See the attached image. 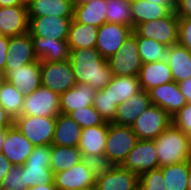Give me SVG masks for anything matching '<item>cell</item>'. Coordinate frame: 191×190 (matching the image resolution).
<instances>
[{
    "mask_svg": "<svg viewBox=\"0 0 191 190\" xmlns=\"http://www.w3.org/2000/svg\"><path fill=\"white\" fill-rule=\"evenodd\" d=\"M69 60L77 84H87L101 90L113 77L107 59L96 48L71 49Z\"/></svg>",
    "mask_w": 191,
    "mask_h": 190,
    "instance_id": "obj_1",
    "label": "cell"
},
{
    "mask_svg": "<svg viewBox=\"0 0 191 190\" xmlns=\"http://www.w3.org/2000/svg\"><path fill=\"white\" fill-rule=\"evenodd\" d=\"M159 167L191 160V139L171 124L154 139Z\"/></svg>",
    "mask_w": 191,
    "mask_h": 190,
    "instance_id": "obj_2",
    "label": "cell"
},
{
    "mask_svg": "<svg viewBox=\"0 0 191 190\" xmlns=\"http://www.w3.org/2000/svg\"><path fill=\"white\" fill-rule=\"evenodd\" d=\"M50 159L51 145L35 146L23 165L24 185L29 188L41 184H54Z\"/></svg>",
    "mask_w": 191,
    "mask_h": 190,
    "instance_id": "obj_3",
    "label": "cell"
},
{
    "mask_svg": "<svg viewBox=\"0 0 191 190\" xmlns=\"http://www.w3.org/2000/svg\"><path fill=\"white\" fill-rule=\"evenodd\" d=\"M107 61L114 76L138 77L142 61L139 55L137 33L134 30L116 54L109 57Z\"/></svg>",
    "mask_w": 191,
    "mask_h": 190,
    "instance_id": "obj_4",
    "label": "cell"
},
{
    "mask_svg": "<svg viewBox=\"0 0 191 190\" xmlns=\"http://www.w3.org/2000/svg\"><path fill=\"white\" fill-rule=\"evenodd\" d=\"M138 141L131 126L108 123L104 154L116 165H121Z\"/></svg>",
    "mask_w": 191,
    "mask_h": 190,
    "instance_id": "obj_5",
    "label": "cell"
},
{
    "mask_svg": "<svg viewBox=\"0 0 191 190\" xmlns=\"http://www.w3.org/2000/svg\"><path fill=\"white\" fill-rule=\"evenodd\" d=\"M133 30L140 37L153 39L170 47L178 43L179 18L175 11H171L166 17L140 23Z\"/></svg>",
    "mask_w": 191,
    "mask_h": 190,
    "instance_id": "obj_6",
    "label": "cell"
},
{
    "mask_svg": "<svg viewBox=\"0 0 191 190\" xmlns=\"http://www.w3.org/2000/svg\"><path fill=\"white\" fill-rule=\"evenodd\" d=\"M56 117L18 116L14 126L34 145H52Z\"/></svg>",
    "mask_w": 191,
    "mask_h": 190,
    "instance_id": "obj_7",
    "label": "cell"
},
{
    "mask_svg": "<svg viewBox=\"0 0 191 190\" xmlns=\"http://www.w3.org/2000/svg\"><path fill=\"white\" fill-rule=\"evenodd\" d=\"M172 124V117L152 104L131 125L138 140H154Z\"/></svg>",
    "mask_w": 191,
    "mask_h": 190,
    "instance_id": "obj_8",
    "label": "cell"
},
{
    "mask_svg": "<svg viewBox=\"0 0 191 190\" xmlns=\"http://www.w3.org/2000/svg\"><path fill=\"white\" fill-rule=\"evenodd\" d=\"M60 113V95L41 85L24 96L20 116L57 117Z\"/></svg>",
    "mask_w": 191,
    "mask_h": 190,
    "instance_id": "obj_9",
    "label": "cell"
},
{
    "mask_svg": "<svg viewBox=\"0 0 191 190\" xmlns=\"http://www.w3.org/2000/svg\"><path fill=\"white\" fill-rule=\"evenodd\" d=\"M41 84L59 95L74 87L77 81L70 60L41 61Z\"/></svg>",
    "mask_w": 191,
    "mask_h": 190,
    "instance_id": "obj_10",
    "label": "cell"
},
{
    "mask_svg": "<svg viewBox=\"0 0 191 190\" xmlns=\"http://www.w3.org/2000/svg\"><path fill=\"white\" fill-rule=\"evenodd\" d=\"M121 166L139 176L142 173L159 168L154 140H138Z\"/></svg>",
    "mask_w": 191,
    "mask_h": 190,
    "instance_id": "obj_11",
    "label": "cell"
},
{
    "mask_svg": "<svg viewBox=\"0 0 191 190\" xmlns=\"http://www.w3.org/2000/svg\"><path fill=\"white\" fill-rule=\"evenodd\" d=\"M132 33L133 28L130 26L106 22L98 27L95 48L103 58L108 59L116 54Z\"/></svg>",
    "mask_w": 191,
    "mask_h": 190,
    "instance_id": "obj_12",
    "label": "cell"
},
{
    "mask_svg": "<svg viewBox=\"0 0 191 190\" xmlns=\"http://www.w3.org/2000/svg\"><path fill=\"white\" fill-rule=\"evenodd\" d=\"M28 33L32 37H45L50 40H67L73 18L55 16L28 17Z\"/></svg>",
    "mask_w": 191,
    "mask_h": 190,
    "instance_id": "obj_13",
    "label": "cell"
},
{
    "mask_svg": "<svg viewBox=\"0 0 191 190\" xmlns=\"http://www.w3.org/2000/svg\"><path fill=\"white\" fill-rule=\"evenodd\" d=\"M4 74L5 80L24 95L34 92L42 85L40 60L17 68H5Z\"/></svg>",
    "mask_w": 191,
    "mask_h": 190,
    "instance_id": "obj_14",
    "label": "cell"
},
{
    "mask_svg": "<svg viewBox=\"0 0 191 190\" xmlns=\"http://www.w3.org/2000/svg\"><path fill=\"white\" fill-rule=\"evenodd\" d=\"M35 146L13 125L6 129L1 153L12 165L23 166Z\"/></svg>",
    "mask_w": 191,
    "mask_h": 190,
    "instance_id": "obj_15",
    "label": "cell"
},
{
    "mask_svg": "<svg viewBox=\"0 0 191 190\" xmlns=\"http://www.w3.org/2000/svg\"><path fill=\"white\" fill-rule=\"evenodd\" d=\"M152 104L161 107L171 117L181 110L187 101L180 92L178 83L172 81L148 90Z\"/></svg>",
    "mask_w": 191,
    "mask_h": 190,
    "instance_id": "obj_16",
    "label": "cell"
},
{
    "mask_svg": "<svg viewBox=\"0 0 191 190\" xmlns=\"http://www.w3.org/2000/svg\"><path fill=\"white\" fill-rule=\"evenodd\" d=\"M54 185L58 190H82L95 186V179L81 161L66 171L55 173Z\"/></svg>",
    "mask_w": 191,
    "mask_h": 190,
    "instance_id": "obj_17",
    "label": "cell"
},
{
    "mask_svg": "<svg viewBox=\"0 0 191 190\" xmlns=\"http://www.w3.org/2000/svg\"><path fill=\"white\" fill-rule=\"evenodd\" d=\"M27 6L0 7V35L13 37L28 32Z\"/></svg>",
    "mask_w": 191,
    "mask_h": 190,
    "instance_id": "obj_18",
    "label": "cell"
},
{
    "mask_svg": "<svg viewBox=\"0 0 191 190\" xmlns=\"http://www.w3.org/2000/svg\"><path fill=\"white\" fill-rule=\"evenodd\" d=\"M7 54L5 68H17L38 61L34 52L32 36L28 32L10 37Z\"/></svg>",
    "mask_w": 191,
    "mask_h": 190,
    "instance_id": "obj_19",
    "label": "cell"
},
{
    "mask_svg": "<svg viewBox=\"0 0 191 190\" xmlns=\"http://www.w3.org/2000/svg\"><path fill=\"white\" fill-rule=\"evenodd\" d=\"M152 105L148 91L141 90L127 101L117 105L115 119L112 123L131 126L135 120Z\"/></svg>",
    "mask_w": 191,
    "mask_h": 190,
    "instance_id": "obj_20",
    "label": "cell"
},
{
    "mask_svg": "<svg viewBox=\"0 0 191 190\" xmlns=\"http://www.w3.org/2000/svg\"><path fill=\"white\" fill-rule=\"evenodd\" d=\"M97 190H137L139 175L116 165L109 173L95 181Z\"/></svg>",
    "mask_w": 191,
    "mask_h": 190,
    "instance_id": "obj_21",
    "label": "cell"
},
{
    "mask_svg": "<svg viewBox=\"0 0 191 190\" xmlns=\"http://www.w3.org/2000/svg\"><path fill=\"white\" fill-rule=\"evenodd\" d=\"M74 0H32L27 5L28 17H74Z\"/></svg>",
    "mask_w": 191,
    "mask_h": 190,
    "instance_id": "obj_22",
    "label": "cell"
},
{
    "mask_svg": "<svg viewBox=\"0 0 191 190\" xmlns=\"http://www.w3.org/2000/svg\"><path fill=\"white\" fill-rule=\"evenodd\" d=\"M97 90L87 84H76L65 93L60 94V110L68 115L74 110H80L93 105Z\"/></svg>",
    "mask_w": 191,
    "mask_h": 190,
    "instance_id": "obj_23",
    "label": "cell"
},
{
    "mask_svg": "<svg viewBox=\"0 0 191 190\" xmlns=\"http://www.w3.org/2000/svg\"><path fill=\"white\" fill-rule=\"evenodd\" d=\"M138 78L141 89L145 91L174 81L166 59L154 63H142Z\"/></svg>",
    "mask_w": 191,
    "mask_h": 190,
    "instance_id": "obj_24",
    "label": "cell"
},
{
    "mask_svg": "<svg viewBox=\"0 0 191 190\" xmlns=\"http://www.w3.org/2000/svg\"><path fill=\"white\" fill-rule=\"evenodd\" d=\"M34 52L40 61L59 62L70 59L67 40H50L45 37H32Z\"/></svg>",
    "mask_w": 191,
    "mask_h": 190,
    "instance_id": "obj_25",
    "label": "cell"
},
{
    "mask_svg": "<svg viewBox=\"0 0 191 190\" xmlns=\"http://www.w3.org/2000/svg\"><path fill=\"white\" fill-rule=\"evenodd\" d=\"M107 0L75 3L73 19L78 23L100 27L106 23Z\"/></svg>",
    "mask_w": 191,
    "mask_h": 190,
    "instance_id": "obj_26",
    "label": "cell"
},
{
    "mask_svg": "<svg viewBox=\"0 0 191 190\" xmlns=\"http://www.w3.org/2000/svg\"><path fill=\"white\" fill-rule=\"evenodd\" d=\"M166 61L176 83L191 78V53L184 46L177 43L168 47Z\"/></svg>",
    "mask_w": 191,
    "mask_h": 190,
    "instance_id": "obj_27",
    "label": "cell"
},
{
    "mask_svg": "<svg viewBox=\"0 0 191 190\" xmlns=\"http://www.w3.org/2000/svg\"><path fill=\"white\" fill-rule=\"evenodd\" d=\"M132 28L138 24L166 17L175 10V5H157L146 0H131Z\"/></svg>",
    "mask_w": 191,
    "mask_h": 190,
    "instance_id": "obj_28",
    "label": "cell"
},
{
    "mask_svg": "<svg viewBox=\"0 0 191 190\" xmlns=\"http://www.w3.org/2000/svg\"><path fill=\"white\" fill-rule=\"evenodd\" d=\"M82 128L68 115L60 113L56 117L52 145L78 147Z\"/></svg>",
    "mask_w": 191,
    "mask_h": 190,
    "instance_id": "obj_29",
    "label": "cell"
},
{
    "mask_svg": "<svg viewBox=\"0 0 191 190\" xmlns=\"http://www.w3.org/2000/svg\"><path fill=\"white\" fill-rule=\"evenodd\" d=\"M103 90L109 95L113 104L117 106L142 89L138 77L113 75L111 81Z\"/></svg>",
    "mask_w": 191,
    "mask_h": 190,
    "instance_id": "obj_30",
    "label": "cell"
},
{
    "mask_svg": "<svg viewBox=\"0 0 191 190\" xmlns=\"http://www.w3.org/2000/svg\"><path fill=\"white\" fill-rule=\"evenodd\" d=\"M108 122L103 125L83 128L78 149L82 155H103L106 145Z\"/></svg>",
    "mask_w": 191,
    "mask_h": 190,
    "instance_id": "obj_31",
    "label": "cell"
},
{
    "mask_svg": "<svg viewBox=\"0 0 191 190\" xmlns=\"http://www.w3.org/2000/svg\"><path fill=\"white\" fill-rule=\"evenodd\" d=\"M97 34V27L78 23L72 19L67 38L70 50L78 48H95Z\"/></svg>",
    "mask_w": 191,
    "mask_h": 190,
    "instance_id": "obj_32",
    "label": "cell"
},
{
    "mask_svg": "<svg viewBox=\"0 0 191 190\" xmlns=\"http://www.w3.org/2000/svg\"><path fill=\"white\" fill-rule=\"evenodd\" d=\"M82 161V153L78 147L51 145L50 168L53 173L66 171Z\"/></svg>",
    "mask_w": 191,
    "mask_h": 190,
    "instance_id": "obj_33",
    "label": "cell"
},
{
    "mask_svg": "<svg viewBox=\"0 0 191 190\" xmlns=\"http://www.w3.org/2000/svg\"><path fill=\"white\" fill-rule=\"evenodd\" d=\"M166 190H187L190 161L160 167Z\"/></svg>",
    "mask_w": 191,
    "mask_h": 190,
    "instance_id": "obj_34",
    "label": "cell"
},
{
    "mask_svg": "<svg viewBox=\"0 0 191 190\" xmlns=\"http://www.w3.org/2000/svg\"><path fill=\"white\" fill-rule=\"evenodd\" d=\"M24 93L17 90L9 81L4 80L0 85V106L15 119L21 115Z\"/></svg>",
    "mask_w": 191,
    "mask_h": 190,
    "instance_id": "obj_35",
    "label": "cell"
},
{
    "mask_svg": "<svg viewBox=\"0 0 191 190\" xmlns=\"http://www.w3.org/2000/svg\"><path fill=\"white\" fill-rule=\"evenodd\" d=\"M139 55L142 63H154L166 59L168 47L153 39L140 37L137 34Z\"/></svg>",
    "mask_w": 191,
    "mask_h": 190,
    "instance_id": "obj_36",
    "label": "cell"
},
{
    "mask_svg": "<svg viewBox=\"0 0 191 190\" xmlns=\"http://www.w3.org/2000/svg\"><path fill=\"white\" fill-rule=\"evenodd\" d=\"M106 22L132 27L130 0H107Z\"/></svg>",
    "mask_w": 191,
    "mask_h": 190,
    "instance_id": "obj_37",
    "label": "cell"
},
{
    "mask_svg": "<svg viewBox=\"0 0 191 190\" xmlns=\"http://www.w3.org/2000/svg\"><path fill=\"white\" fill-rule=\"evenodd\" d=\"M82 162L89 169L95 181L109 173L116 166L105 154L82 155Z\"/></svg>",
    "mask_w": 191,
    "mask_h": 190,
    "instance_id": "obj_38",
    "label": "cell"
},
{
    "mask_svg": "<svg viewBox=\"0 0 191 190\" xmlns=\"http://www.w3.org/2000/svg\"><path fill=\"white\" fill-rule=\"evenodd\" d=\"M82 129L103 125L105 120L92 106L85 107L80 110H74L68 114Z\"/></svg>",
    "mask_w": 191,
    "mask_h": 190,
    "instance_id": "obj_39",
    "label": "cell"
},
{
    "mask_svg": "<svg viewBox=\"0 0 191 190\" xmlns=\"http://www.w3.org/2000/svg\"><path fill=\"white\" fill-rule=\"evenodd\" d=\"M93 107L101 114L105 122L112 123L114 121L117 106L113 104V101L103 89L97 90Z\"/></svg>",
    "mask_w": 191,
    "mask_h": 190,
    "instance_id": "obj_40",
    "label": "cell"
},
{
    "mask_svg": "<svg viewBox=\"0 0 191 190\" xmlns=\"http://www.w3.org/2000/svg\"><path fill=\"white\" fill-rule=\"evenodd\" d=\"M140 190H166L164 176L161 168L142 173L139 176Z\"/></svg>",
    "mask_w": 191,
    "mask_h": 190,
    "instance_id": "obj_41",
    "label": "cell"
},
{
    "mask_svg": "<svg viewBox=\"0 0 191 190\" xmlns=\"http://www.w3.org/2000/svg\"><path fill=\"white\" fill-rule=\"evenodd\" d=\"M23 166L13 165L0 184L6 190H27L24 185Z\"/></svg>",
    "mask_w": 191,
    "mask_h": 190,
    "instance_id": "obj_42",
    "label": "cell"
},
{
    "mask_svg": "<svg viewBox=\"0 0 191 190\" xmlns=\"http://www.w3.org/2000/svg\"><path fill=\"white\" fill-rule=\"evenodd\" d=\"M172 124L180 128L191 139V103H187L172 117Z\"/></svg>",
    "mask_w": 191,
    "mask_h": 190,
    "instance_id": "obj_43",
    "label": "cell"
},
{
    "mask_svg": "<svg viewBox=\"0 0 191 190\" xmlns=\"http://www.w3.org/2000/svg\"><path fill=\"white\" fill-rule=\"evenodd\" d=\"M178 43L191 53V18H179Z\"/></svg>",
    "mask_w": 191,
    "mask_h": 190,
    "instance_id": "obj_44",
    "label": "cell"
},
{
    "mask_svg": "<svg viewBox=\"0 0 191 190\" xmlns=\"http://www.w3.org/2000/svg\"><path fill=\"white\" fill-rule=\"evenodd\" d=\"M174 11L178 18H191V0H176Z\"/></svg>",
    "mask_w": 191,
    "mask_h": 190,
    "instance_id": "obj_45",
    "label": "cell"
},
{
    "mask_svg": "<svg viewBox=\"0 0 191 190\" xmlns=\"http://www.w3.org/2000/svg\"><path fill=\"white\" fill-rule=\"evenodd\" d=\"M10 37L0 35V69L5 72L6 60L8 58V46Z\"/></svg>",
    "mask_w": 191,
    "mask_h": 190,
    "instance_id": "obj_46",
    "label": "cell"
},
{
    "mask_svg": "<svg viewBox=\"0 0 191 190\" xmlns=\"http://www.w3.org/2000/svg\"><path fill=\"white\" fill-rule=\"evenodd\" d=\"M14 125V119L0 106V130H6Z\"/></svg>",
    "mask_w": 191,
    "mask_h": 190,
    "instance_id": "obj_47",
    "label": "cell"
},
{
    "mask_svg": "<svg viewBox=\"0 0 191 190\" xmlns=\"http://www.w3.org/2000/svg\"><path fill=\"white\" fill-rule=\"evenodd\" d=\"M180 92L185 96L187 103H191V78L178 83Z\"/></svg>",
    "mask_w": 191,
    "mask_h": 190,
    "instance_id": "obj_48",
    "label": "cell"
},
{
    "mask_svg": "<svg viewBox=\"0 0 191 190\" xmlns=\"http://www.w3.org/2000/svg\"><path fill=\"white\" fill-rule=\"evenodd\" d=\"M12 166V163L0 152V184Z\"/></svg>",
    "mask_w": 191,
    "mask_h": 190,
    "instance_id": "obj_49",
    "label": "cell"
},
{
    "mask_svg": "<svg viewBox=\"0 0 191 190\" xmlns=\"http://www.w3.org/2000/svg\"><path fill=\"white\" fill-rule=\"evenodd\" d=\"M27 6L21 0H0V7Z\"/></svg>",
    "mask_w": 191,
    "mask_h": 190,
    "instance_id": "obj_50",
    "label": "cell"
},
{
    "mask_svg": "<svg viewBox=\"0 0 191 190\" xmlns=\"http://www.w3.org/2000/svg\"><path fill=\"white\" fill-rule=\"evenodd\" d=\"M27 190H58L54 184H41L29 187Z\"/></svg>",
    "mask_w": 191,
    "mask_h": 190,
    "instance_id": "obj_51",
    "label": "cell"
},
{
    "mask_svg": "<svg viewBox=\"0 0 191 190\" xmlns=\"http://www.w3.org/2000/svg\"><path fill=\"white\" fill-rule=\"evenodd\" d=\"M157 5H175V0H146Z\"/></svg>",
    "mask_w": 191,
    "mask_h": 190,
    "instance_id": "obj_52",
    "label": "cell"
},
{
    "mask_svg": "<svg viewBox=\"0 0 191 190\" xmlns=\"http://www.w3.org/2000/svg\"><path fill=\"white\" fill-rule=\"evenodd\" d=\"M6 130H0V152L2 151V146L4 144Z\"/></svg>",
    "mask_w": 191,
    "mask_h": 190,
    "instance_id": "obj_53",
    "label": "cell"
},
{
    "mask_svg": "<svg viewBox=\"0 0 191 190\" xmlns=\"http://www.w3.org/2000/svg\"><path fill=\"white\" fill-rule=\"evenodd\" d=\"M187 190H191V160H190V170L188 174V189Z\"/></svg>",
    "mask_w": 191,
    "mask_h": 190,
    "instance_id": "obj_54",
    "label": "cell"
},
{
    "mask_svg": "<svg viewBox=\"0 0 191 190\" xmlns=\"http://www.w3.org/2000/svg\"><path fill=\"white\" fill-rule=\"evenodd\" d=\"M5 80V74L4 71L0 69V85Z\"/></svg>",
    "mask_w": 191,
    "mask_h": 190,
    "instance_id": "obj_55",
    "label": "cell"
},
{
    "mask_svg": "<svg viewBox=\"0 0 191 190\" xmlns=\"http://www.w3.org/2000/svg\"><path fill=\"white\" fill-rule=\"evenodd\" d=\"M75 3H82V2H87V1H92V0H74Z\"/></svg>",
    "mask_w": 191,
    "mask_h": 190,
    "instance_id": "obj_56",
    "label": "cell"
},
{
    "mask_svg": "<svg viewBox=\"0 0 191 190\" xmlns=\"http://www.w3.org/2000/svg\"><path fill=\"white\" fill-rule=\"evenodd\" d=\"M82 190H97L96 186H92L90 188L82 189Z\"/></svg>",
    "mask_w": 191,
    "mask_h": 190,
    "instance_id": "obj_57",
    "label": "cell"
},
{
    "mask_svg": "<svg viewBox=\"0 0 191 190\" xmlns=\"http://www.w3.org/2000/svg\"><path fill=\"white\" fill-rule=\"evenodd\" d=\"M25 5H28L32 0H21Z\"/></svg>",
    "mask_w": 191,
    "mask_h": 190,
    "instance_id": "obj_58",
    "label": "cell"
}]
</instances>
